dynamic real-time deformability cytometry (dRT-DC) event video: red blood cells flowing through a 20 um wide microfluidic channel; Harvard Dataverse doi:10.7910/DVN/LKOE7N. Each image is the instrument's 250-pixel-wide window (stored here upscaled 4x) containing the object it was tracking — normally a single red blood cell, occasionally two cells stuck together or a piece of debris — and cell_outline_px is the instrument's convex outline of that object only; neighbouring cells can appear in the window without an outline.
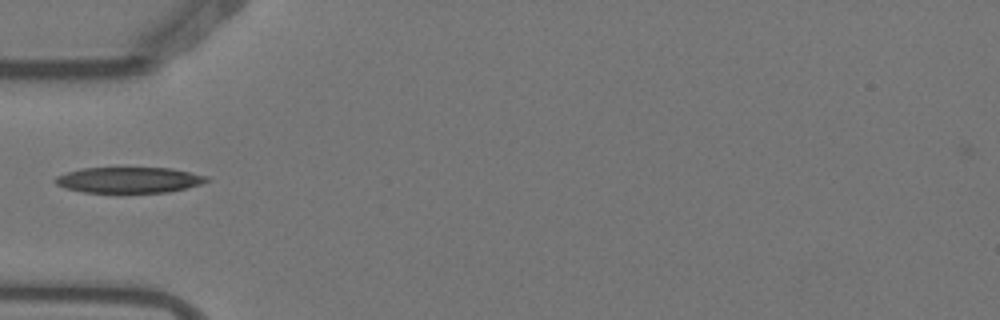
{"species": "Egyptian fruit bat (a non-hibernating species)", "species_latin": "Rousettus aegyptiacus", "temperature_condition": "warm", "stored_images_in_passage": 5, "camera_frame_rate_fps": 3000, "um_per_image_px": 0.085, "animal": {"sex": "female"}, "frame": {"image": 1, "passage_image": 5, "time_ms": 1.333, "image_size_px": [1000, 320], "cell_outline_px": [[208, 180], [200, 184], [168, 192], [84, 192], [64, 188], [56, 184], [52, 180], [56, 176], [80, 168], [172, 168], [208, 176]], "centroid_in_image_um": [10.92, 15.29], "position_along_channel_um": 74.1, "area_um2": 22.6}}